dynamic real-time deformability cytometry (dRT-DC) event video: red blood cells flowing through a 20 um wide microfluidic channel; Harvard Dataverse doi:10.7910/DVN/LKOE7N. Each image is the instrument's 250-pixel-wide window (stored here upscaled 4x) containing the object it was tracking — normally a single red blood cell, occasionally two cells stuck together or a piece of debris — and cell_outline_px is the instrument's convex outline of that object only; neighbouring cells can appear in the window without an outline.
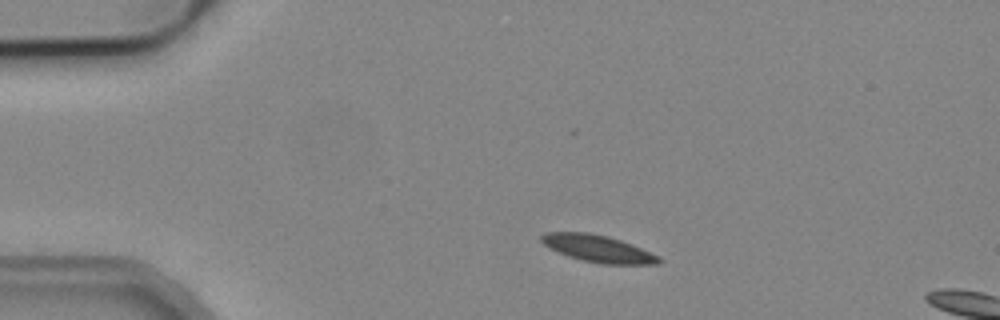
{"species": "common noctule bat (a hibernating species)", "species_latin": "Nyctalus noctula", "temperature_condition": "cold", "stored_images_in_passage": 3, "camera_frame_rate_fps": 3000, "um_per_image_px": 0.085, "animal": {"sex": "male", "body_mass_g": 19.2, "forearm_length_mm": 51.8}, "frame": {"image": 1, "passage_image": 1, "time_ms": 0.0, "image_size_px": [1000, 320], "cell_outline_px": [[664, 260], [656, 264], [600, 264], [568, 256], [548, 248], [540, 240], [540, 236], [544, 232], [588, 232], [608, 236], [632, 244], [660, 256]], "centroid_in_image_um": [50.83, 21.13], "position_along_channel_um": 34.2, "area_um2": 18.61}}